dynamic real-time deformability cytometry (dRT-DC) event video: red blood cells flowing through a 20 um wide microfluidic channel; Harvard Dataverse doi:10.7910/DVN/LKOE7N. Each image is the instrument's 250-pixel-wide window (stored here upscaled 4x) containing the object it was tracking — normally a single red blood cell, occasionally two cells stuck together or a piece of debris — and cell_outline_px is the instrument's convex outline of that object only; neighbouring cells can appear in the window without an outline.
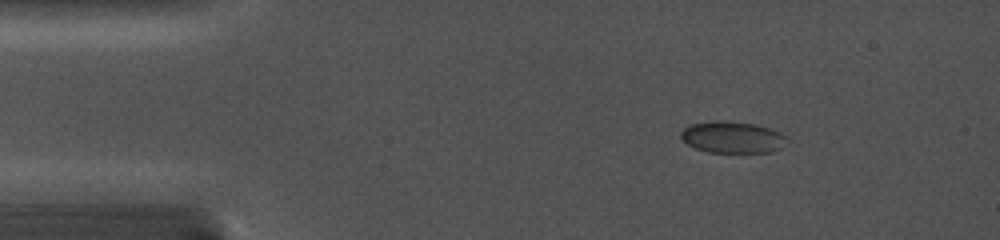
{"species": "common noctule bat (a hibernating species)", "species_latin": "Nyctalus noctula", "temperature_condition": "cold", "stored_images_in_passage": 30, "camera_frame_rate_fps": 5000, "um_per_image_px": 0.085, "animal": {"sex": "female", "body_mass_g": 19.0, "forearm_length_mm": 56.7}, "frame": {"image": 1, "passage_image": 3, "time_ms": 1.4, "image_size_px": [1000, 240], "cell_outline_px": [[788, 144], [772, 152], [708, 152], [696, 148], [688, 144], [680, 136], [680, 132], [688, 124], [716, 120], [728, 120], [756, 124], [780, 132], [788, 140]], "centroid_in_image_um": [62.26, 11.65], "position_along_channel_um": 22.7, "area_um2": 19.71}}
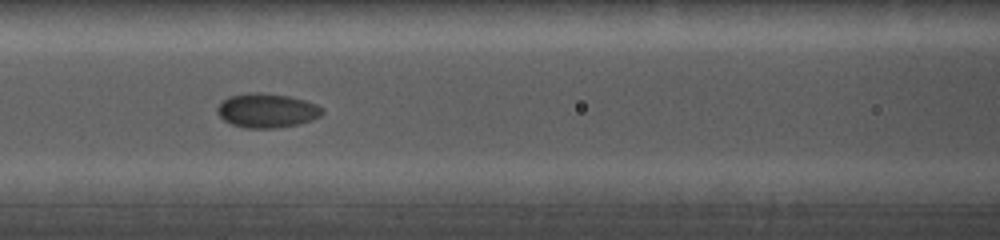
{"frame": {"image": 2, "passage_image": 12, "time_ms": 6.6, "image_size_px": [1000, 240], "cell_outline_px": [[324, 112], [320, 116], [312, 120], [296, 124], [276, 128], [244, 128], [232, 124], [224, 120], [216, 112], [216, 108], [228, 96], [248, 92], [260, 92], [288, 96], [304, 100], [316, 104], [324, 108]], "centroid_in_image_um": [22.68, 9.39], "position_along_channel_um": 143.9, "area_um2": 20.98}}
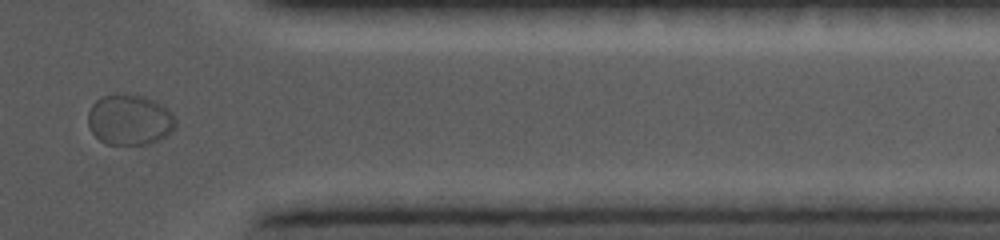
{"frame": {"image": 3, "passage_image": 26, "time_ms": 13.6, "image_size_px": [1000, 240], "cell_outline_px": [[176, 124], [172, 132], [168, 136], [160, 140], [148, 144], [108, 144], [100, 140], [88, 128], [88, 112], [92, 104], [100, 96], [144, 96], [168, 108], [176, 120]], "centroid_in_image_um": [11.03, 10.22], "position_along_channel_um": 400.4, "area_um2": 25.61}}